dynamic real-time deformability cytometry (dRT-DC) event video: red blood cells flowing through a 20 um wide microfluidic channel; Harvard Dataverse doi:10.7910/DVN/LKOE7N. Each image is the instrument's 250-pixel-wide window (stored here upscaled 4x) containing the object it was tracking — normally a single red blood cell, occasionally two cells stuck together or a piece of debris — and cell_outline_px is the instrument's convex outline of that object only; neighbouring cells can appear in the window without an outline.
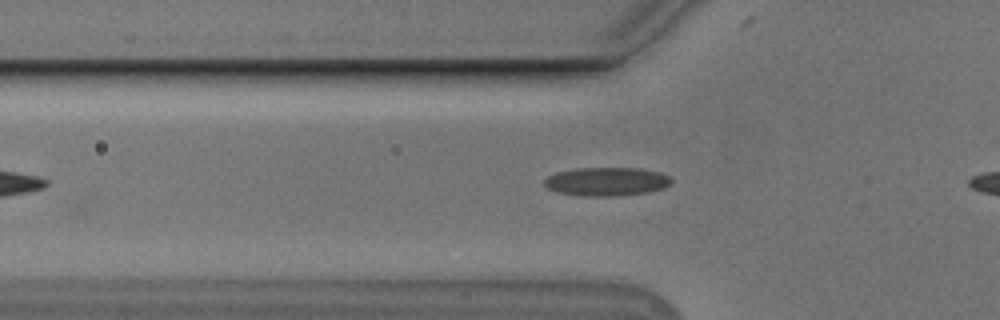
{"species": "Egyptian fruit bat (a non-hibernating species)", "species_latin": "Rousettus aegyptiacus", "temperature_condition": "cold", "stored_images_in_passage": 41, "camera_frame_rate_fps": 3000, "um_per_image_px": 0.085, "animal": {"sex": "male"}, "frame": {"image": 1, "passage_image": 12, "time_ms": 3.667, "image_size_px": [1000, 320], "cell_outline_px": [[672, 184], [664, 188], [648, 192], [616, 196], [580, 196], [556, 192], [548, 188], [544, 184], [544, 180], [548, 176], [556, 172], [576, 168], [640, 168], [660, 172], [668, 176], [672, 180]], "centroid_in_image_um": [51.56, 15.43], "position_along_channel_um": 74.2, "area_um2": 21.33}}
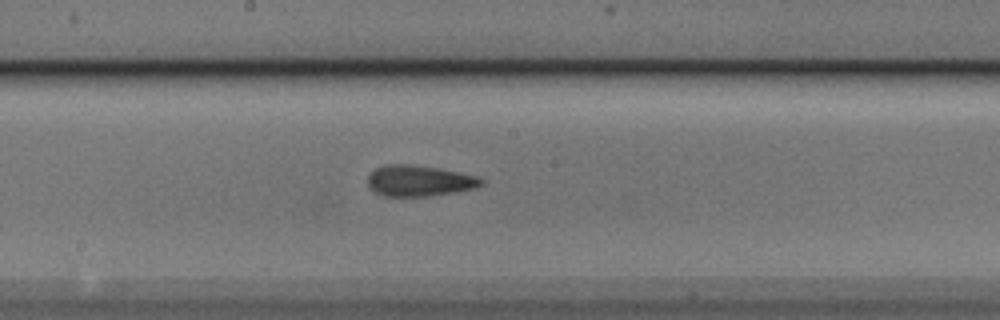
{"frame": {"image": 2, "passage_image": 23, "time_ms": 7.333, "image_size_px": [1000, 320], "cell_outline_px": [[484, 184], [476, 188], [432, 196], [384, 196], [376, 192], [368, 184], [368, 172], [384, 164], [408, 164], [436, 168], [476, 176], [484, 180]], "centroid_in_image_um": [35.62, 15.37], "position_along_channel_um": 212.6, "area_um2": 20.4}}
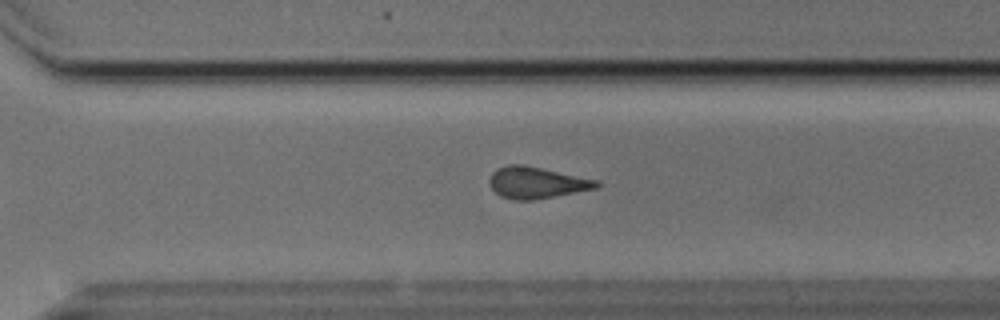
{"frame": {"image": 3, "passage_image": 32, "time_ms": 10.333, "image_size_px": [1000, 320], "cell_outline_px": [[600, 184], [596, 188], [532, 200], [512, 200], [500, 196], [488, 184], [488, 180], [492, 172], [496, 168], [508, 164], [524, 164], [600, 180]], "centroid_in_image_um": [45.57, 15.51], "position_along_channel_um": 325.0, "area_um2": 19.83}, "authors_computed_cell_mechanics": {"area_um2": 20.4034, "velocity_mm_per_s": 3.7644, "shape_relaxation_time_tau1_ms": 9.8356, "shape_relaxation_time_tau2_ms": 2.6537, "deformation_change_tau1": 0.1629, "deformation_change_tau2": 0.1025}}